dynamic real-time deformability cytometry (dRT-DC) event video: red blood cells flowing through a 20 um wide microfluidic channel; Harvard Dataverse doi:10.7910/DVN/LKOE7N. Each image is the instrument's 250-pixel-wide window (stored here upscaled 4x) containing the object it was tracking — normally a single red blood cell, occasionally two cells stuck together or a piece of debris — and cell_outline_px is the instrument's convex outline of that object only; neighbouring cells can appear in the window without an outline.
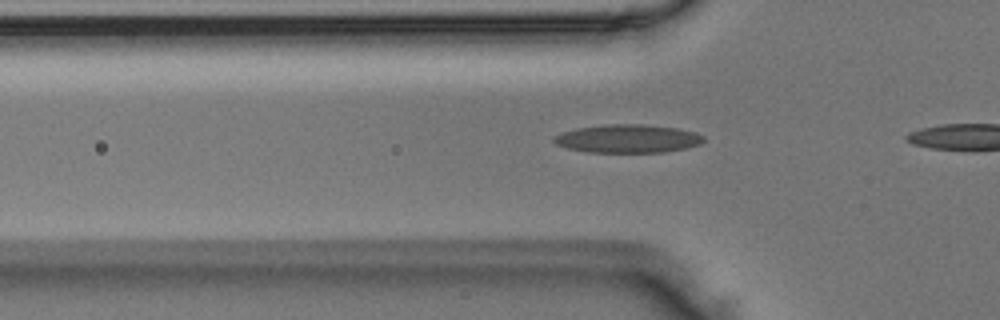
{"species": "Egyptian fruit bat (a non-hibernating species)", "species_latin": "Rousettus aegyptiacus", "temperature_condition": "room temperature", "stored_images_in_passage": 10, "camera_frame_rate_fps": 3000, "um_per_image_px": 0.085, "animal": {"sex": "male"}, "frame": {"image": 1, "passage_image": 4, "time_ms": 1.0, "image_size_px": [1000, 320], "cell_outline_px": [[704, 140], [700, 144], [684, 148], [664, 152], [588, 152], [568, 148], [556, 144], [552, 140], [552, 136], [576, 128], [608, 124], [640, 124], [676, 128], [696, 132], [704, 136]], "centroid_in_image_um": [53.34, 11.78], "position_along_channel_um": 72.5, "area_um2": 24.57}}